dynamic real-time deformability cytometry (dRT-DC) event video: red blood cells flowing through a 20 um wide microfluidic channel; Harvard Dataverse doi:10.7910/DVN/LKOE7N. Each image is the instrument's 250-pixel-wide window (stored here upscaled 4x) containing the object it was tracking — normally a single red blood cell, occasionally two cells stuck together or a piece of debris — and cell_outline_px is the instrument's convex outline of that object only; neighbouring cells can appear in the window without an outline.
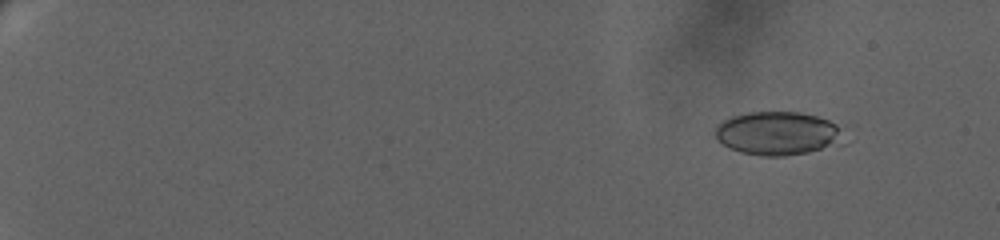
{"species": "human", "species_latin": "Homo sapiens", "temperature_condition": "warm", "stored_images_in_passage": 50, "camera_frame_rate_fps": 3000, "um_per_image_px": 0.085, "donor": {"sex": "female"}, "frame": {"image": 1, "passage_image": 8, "time_ms": 2.667, "image_size_px": [1000, 240], "cell_outline_px": [[848, 144], [808, 152], [784, 156], [760, 156], [740, 152], [728, 148], [712, 132], [716, 124], [732, 116], [748, 112], [800, 112], [816, 116], [828, 120], [836, 124]], "centroid_in_image_um": [66.13, 11.35], "position_along_channel_um": 18.9, "area_um2": 33.06}}
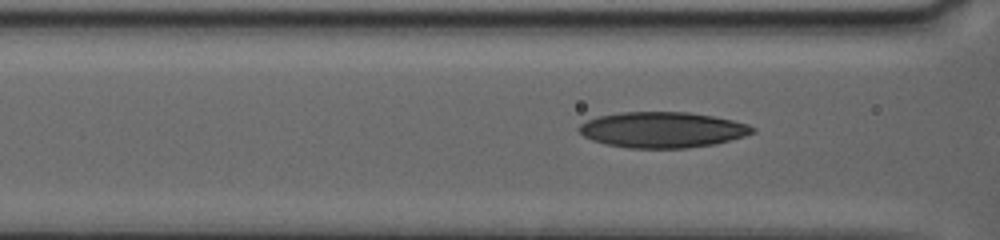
{"frame": {"image": 2, "passage_image": 33, "time_ms": 11.333, "image_size_px": [1000, 240], "cell_outline_px": [[756, 132], [744, 136], [716, 144], [688, 148], [628, 148], [608, 144], [592, 140], [584, 136], [576, 128], [580, 124], [596, 116], [620, 112], [688, 112], [712, 116], [732, 120], [748, 124], [756, 128]], "centroid_in_image_um": [56.31, 11.03], "position_along_channel_um": 110.3, "area_um2": 36.24}}
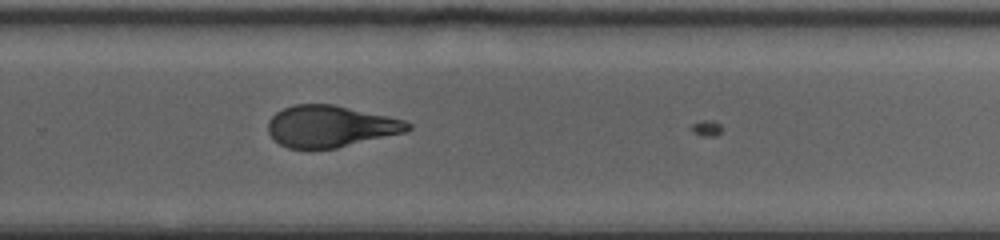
{"frame": {"image": 3, "passage_image": 50, "time_ms": 17.333, "image_size_px": [1000, 240], "cell_outline_px": [[412, 128], [404, 132], [336, 148], [288, 148], [280, 144], [268, 132], [268, 120], [276, 112], [292, 104], [336, 104], [404, 120], [412, 124]], "centroid_in_image_um": [28.07, 10.72], "position_along_channel_um": 301.7, "area_um2": 33.7}}